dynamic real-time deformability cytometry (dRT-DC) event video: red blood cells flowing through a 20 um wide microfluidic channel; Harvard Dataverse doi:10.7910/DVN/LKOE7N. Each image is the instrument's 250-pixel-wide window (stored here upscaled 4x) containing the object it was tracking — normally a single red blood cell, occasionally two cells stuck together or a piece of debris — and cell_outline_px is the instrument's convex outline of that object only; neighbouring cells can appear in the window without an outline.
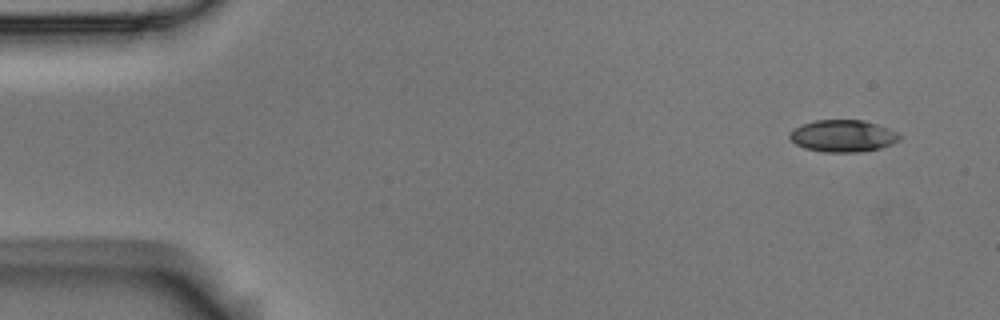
{"species": "Egyptian fruit bat (a non-hibernating species)", "species_latin": "Rousettus aegyptiacus", "temperature_condition": "room temperature", "stored_images_in_passage": 4, "camera_frame_rate_fps": 3000, "um_per_image_px": 0.085, "animal": {"sex": "male"}, "frame": {"image": 1, "passage_image": 1, "time_ms": 0.0, "image_size_px": [1000, 320], "cell_outline_px": [[900, 140], [892, 144], [880, 148], [856, 152], [824, 152], [804, 148], [796, 144], [788, 136], [792, 128], [800, 124], [816, 120], [864, 120], [888, 128], [896, 132], [900, 136]], "centroid_in_image_um": [71.61, 11.55], "position_along_channel_um": 13.4, "area_um2": 20.52}}